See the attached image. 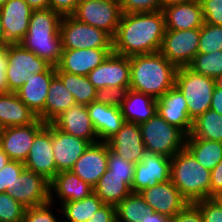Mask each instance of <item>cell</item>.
Returning <instances> with one entry per match:
<instances>
[{
    "instance_id": "obj_55",
    "label": "cell",
    "mask_w": 222,
    "mask_h": 222,
    "mask_svg": "<svg viewBox=\"0 0 222 222\" xmlns=\"http://www.w3.org/2000/svg\"><path fill=\"white\" fill-rule=\"evenodd\" d=\"M191 1H194V0H161V5H162V9H164L165 7H168L170 5L187 3Z\"/></svg>"
},
{
    "instance_id": "obj_29",
    "label": "cell",
    "mask_w": 222,
    "mask_h": 222,
    "mask_svg": "<svg viewBox=\"0 0 222 222\" xmlns=\"http://www.w3.org/2000/svg\"><path fill=\"white\" fill-rule=\"evenodd\" d=\"M120 109L126 122L140 125L157 113V100L130 89Z\"/></svg>"
},
{
    "instance_id": "obj_22",
    "label": "cell",
    "mask_w": 222,
    "mask_h": 222,
    "mask_svg": "<svg viewBox=\"0 0 222 222\" xmlns=\"http://www.w3.org/2000/svg\"><path fill=\"white\" fill-rule=\"evenodd\" d=\"M51 123L64 133L83 138L91 144L99 142L86 105L71 106Z\"/></svg>"
},
{
    "instance_id": "obj_23",
    "label": "cell",
    "mask_w": 222,
    "mask_h": 222,
    "mask_svg": "<svg viewBox=\"0 0 222 222\" xmlns=\"http://www.w3.org/2000/svg\"><path fill=\"white\" fill-rule=\"evenodd\" d=\"M107 143L114 153L134 164L140 162L146 153L139 125L136 123L125 122Z\"/></svg>"
},
{
    "instance_id": "obj_59",
    "label": "cell",
    "mask_w": 222,
    "mask_h": 222,
    "mask_svg": "<svg viewBox=\"0 0 222 222\" xmlns=\"http://www.w3.org/2000/svg\"><path fill=\"white\" fill-rule=\"evenodd\" d=\"M216 86L222 89V75L215 79Z\"/></svg>"
},
{
    "instance_id": "obj_16",
    "label": "cell",
    "mask_w": 222,
    "mask_h": 222,
    "mask_svg": "<svg viewBox=\"0 0 222 222\" xmlns=\"http://www.w3.org/2000/svg\"><path fill=\"white\" fill-rule=\"evenodd\" d=\"M8 194L25 208L49 202V181L33 171L24 169Z\"/></svg>"
},
{
    "instance_id": "obj_4",
    "label": "cell",
    "mask_w": 222,
    "mask_h": 222,
    "mask_svg": "<svg viewBox=\"0 0 222 222\" xmlns=\"http://www.w3.org/2000/svg\"><path fill=\"white\" fill-rule=\"evenodd\" d=\"M211 171L184 147L171 158L170 180L189 203L210 198Z\"/></svg>"
},
{
    "instance_id": "obj_6",
    "label": "cell",
    "mask_w": 222,
    "mask_h": 222,
    "mask_svg": "<svg viewBox=\"0 0 222 222\" xmlns=\"http://www.w3.org/2000/svg\"><path fill=\"white\" fill-rule=\"evenodd\" d=\"M146 152L172 158L185 147L186 135L158 113L139 125Z\"/></svg>"
},
{
    "instance_id": "obj_41",
    "label": "cell",
    "mask_w": 222,
    "mask_h": 222,
    "mask_svg": "<svg viewBox=\"0 0 222 222\" xmlns=\"http://www.w3.org/2000/svg\"><path fill=\"white\" fill-rule=\"evenodd\" d=\"M25 169L23 162L10 160L0 170V193L9 192L13 189L18 176Z\"/></svg>"
},
{
    "instance_id": "obj_19",
    "label": "cell",
    "mask_w": 222,
    "mask_h": 222,
    "mask_svg": "<svg viewBox=\"0 0 222 222\" xmlns=\"http://www.w3.org/2000/svg\"><path fill=\"white\" fill-rule=\"evenodd\" d=\"M90 145L89 141L64 133L52 124V151L57 173L70 171Z\"/></svg>"
},
{
    "instance_id": "obj_14",
    "label": "cell",
    "mask_w": 222,
    "mask_h": 222,
    "mask_svg": "<svg viewBox=\"0 0 222 222\" xmlns=\"http://www.w3.org/2000/svg\"><path fill=\"white\" fill-rule=\"evenodd\" d=\"M150 210L172 218L189 203L171 180L145 188L139 192Z\"/></svg>"
},
{
    "instance_id": "obj_15",
    "label": "cell",
    "mask_w": 222,
    "mask_h": 222,
    "mask_svg": "<svg viewBox=\"0 0 222 222\" xmlns=\"http://www.w3.org/2000/svg\"><path fill=\"white\" fill-rule=\"evenodd\" d=\"M98 90L104 87H130L129 57L112 52L87 75Z\"/></svg>"
},
{
    "instance_id": "obj_37",
    "label": "cell",
    "mask_w": 222,
    "mask_h": 222,
    "mask_svg": "<svg viewBox=\"0 0 222 222\" xmlns=\"http://www.w3.org/2000/svg\"><path fill=\"white\" fill-rule=\"evenodd\" d=\"M188 67L200 75L216 79L222 75V50L211 53H197Z\"/></svg>"
},
{
    "instance_id": "obj_5",
    "label": "cell",
    "mask_w": 222,
    "mask_h": 222,
    "mask_svg": "<svg viewBox=\"0 0 222 222\" xmlns=\"http://www.w3.org/2000/svg\"><path fill=\"white\" fill-rule=\"evenodd\" d=\"M175 86L186 99L189 117L192 121L210 109L212 95L216 87L214 78L200 75L188 66L178 67Z\"/></svg>"
},
{
    "instance_id": "obj_17",
    "label": "cell",
    "mask_w": 222,
    "mask_h": 222,
    "mask_svg": "<svg viewBox=\"0 0 222 222\" xmlns=\"http://www.w3.org/2000/svg\"><path fill=\"white\" fill-rule=\"evenodd\" d=\"M112 52L113 48L62 49L56 72L87 76Z\"/></svg>"
},
{
    "instance_id": "obj_56",
    "label": "cell",
    "mask_w": 222,
    "mask_h": 222,
    "mask_svg": "<svg viewBox=\"0 0 222 222\" xmlns=\"http://www.w3.org/2000/svg\"><path fill=\"white\" fill-rule=\"evenodd\" d=\"M10 161L8 155L0 147V170Z\"/></svg>"
},
{
    "instance_id": "obj_31",
    "label": "cell",
    "mask_w": 222,
    "mask_h": 222,
    "mask_svg": "<svg viewBox=\"0 0 222 222\" xmlns=\"http://www.w3.org/2000/svg\"><path fill=\"white\" fill-rule=\"evenodd\" d=\"M75 104L73 95L63 85L62 81L55 76L49 86L44 111L37 118L42 122L51 123L62 112Z\"/></svg>"
},
{
    "instance_id": "obj_52",
    "label": "cell",
    "mask_w": 222,
    "mask_h": 222,
    "mask_svg": "<svg viewBox=\"0 0 222 222\" xmlns=\"http://www.w3.org/2000/svg\"><path fill=\"white\" fill-rule=\"evenodd\" d=\"M210 109L222 115V89L217 86L215 87L212 95Z\"/></svg>"
},
{
    "instance_id": "obj_34",
    "label": "cell",
    "mask_w": 222,
    "mask_h": 222,
    "mask_svg": "<svg viewBox=\"0 0 222 222\" xmlns=\"http://www.w3.org/2000/svg\"><path fill=\"white\" fill-rule=\"evenodd\" d=\"M186 137H196L222 142V115L212 109L193 120L191 133Z\"/></svg>"
},
{
    "instance_id": "obj_13",
    "label": "cell",
    "mask_w": 222,
    "mask_h": 222,
    "mask_svg": "<svg viewBox=\"0 0 222 222\" xmlns=\"http://www.w3.org/2000/svg\"><path fill=\"white\" fill-rule=\"evenodd\" d=\"M171 158L146 152L141 161L135 164L131 191L139 193L160 182L170 180Z\"/></svg>"
},
{
    "instance_id": "obj_3",
    "label": "cell",
    "mask_w": 222,
    "mask_h": 222,
    "mask_svg": "<svg viewBox=\"0 0 222 222\" xmlns=\"http://www.w3.org/2000/svg\"><path fill=\"white\" fill-rule=\"evenodd\" d=\"M62 16L50 8L33 10L28 32L21 44L50 65L57 66L61 59L62 43L59 25Z\"/></svg>"
},
{
    "instance_id": "obj_60",
    "label": "cell",
    "mask_w": 222,
    "mask_h": 222,
    "mask_svg": "<svg viewBox=\"0 0 222 222\" xmlns=\"http://www.w3.org/2000/svg\"><path fill=\"white\" fill-rule=\"evenodd\" d=\"M9 0H0V7H2L5 3H7Z\"/></svg>"
},
{
    "instance_id": "obj_20",
    "label": "cell",
    "mask_w": 222,
    "mask_h": 222,
    "mask_svg": "<svg viewBox=\"0 0 222 222\" xmlns=\"http://www.w3.org/2000/svg\"><path fill=\"white\" fill-rule=\"evenodd\" d=\"M157 113L186 136L191 133L193 121L189 117L186 99L176 86L157 99Z\"/></svg>"
},
{
    "instance_id": "obj_24",
    "label": "cell",
    "mask_w": 222,
    "mask_h": 222,
    "mask_svg": "<svg viewBox=\"0 0 222 222\" xmlns=\"http://www.w3.org/2000/svg\"><path fill=\"white\" fill-rule=\"evenodd\" d=\"M92 193H94L93 187L72 171L58 172L49 182V200L55 203L54 200L57 198L59 205L82 200Z\"/></svg>"
},
{
    "instance_id": "obj_49",
    "label": "cell",
    "mask_w": 222,
    "mask_h": 222,
    "mask_svg": "<svg viewBox=\"0 0 222 222\" xmlns=\"http://www.w3.org/2000/svg\"><path fill=\"white\" fill-rule=\"evenodd\" d=\"M87 222H117L116 206L104 204Z\"/></svg>"
},
{
    "instance_id": "obj_33",
    "label": "cell",
    "mask_w": 222,
    "mask_h": 222,
    "mask_svg": "<svg viewBox=\"0 0 222 222\" xmlns=\"http://www.w3.org/2000/svg\"><path fill=\"white\" fill-rule=\"evenodd\" d=\"M103 205V201L92 193L82 200L64 202L60 205L59 212L62 213V218H65L63 220L67 222H87Z\"/></svg>"
},
{
    "instance_id": "obj_1",
    "label": "cell",
    "mask_w": 222,
    "mask_h": 222,
    "mask_svg": "<svg viewBox=\"0 0 222 222\" xmlns=\"http://www.w3.org/2000/svg\"><path fill=\"white\" fill-rule=\"evenodd\" d=\"M166 31L162 10L122 13L113 39V52L126 57L158 52Z\"/></svg>"
},
{
    "instance_id": "obj_50",
    "label": "cell",
    "mask_w": 222,
    "mask_h": 222,
    "mask_svg": "<svg viewBox=\"0 0 222 222\" xmlns=\"http://www.w3.org/2000/svg\"><path fill=\"white\" fill-rule=\"evenodd\" d=\"M222 192V160L211 170L210 198Z\"/></svg>"
},
{
    "instance_id": "obj_45",
    "label": "cell",
    "mask_w": 222,
    "mask_h": 222,
    "mask_svg": "<svg viewBox=\"0 0 222 222\" xmlns=\"http://www.w3.org/2000/svg\"><path fill=\"white\" fill-rule=\"evenodd\" d=\"M204 23L222 26V0H199Z\"/></svg>"
},
{
    "instance_id": "obj_40",
    "label": "cell",
    "mask_w": 222,
    "mask_h": 222,
    "mask_svg": "<svg viewBox=\"0 0 222 222\" xmlns=\"http://www.w3.org/2000/svg\"><path fill=\"white\" fill-rule=\"evenodd\" d=\"M129 90V87H104L97 90L94 101L120 108Z\"/></svg>"
},
{
    "instance_id": "obj_26",
    "label": "cell",
    "mask_w": 222,
    "mask_h": 222,
    "mask_svg": "<svg viewBox=\"0 0 222 222\" xmlns=\"http://www.w3.org/2000/svg\"><path fill=\"white\" fill-rule=\"evenodd\" d=\"M87 110L99 142H107L126 122L121 109L116 106L93 101L87 105Z\"/></svg>"
},
{
    "instance_id": "obj_9",
    "label": "cell",
    "mask_w": 222,
    "mask_h": 222,
    "mask_svg": "<svg viewBox=\"0 0 222 222\" xmlns=\"http://www.w3.org/2000/svg\"><path fill=\"white\" fill-rule=\"evenodd\" d=\"M72 16L78 21L105 31L113 38L122 10L117 0H81Z\"/></svg>"
},
{
    "instance_id": "obj_30",
    "label": "cell",
    "mask_w": 222,
    "mask_h": 222,
    "mask_svg": "<svg viewBox=\"0 0 222 222\" xmlns=\"http://www.w3.org/2000/svg\"><path fill=\"white\" fill-rule=\"evenodd\" d=\"M132 182L133 180L130 177H119L110 174V170L107 168L93 189L104 204L117 206L132 192Z\"/></svg>"
},
{
    "instance_id": "obj_18",
    "label": "cell",
    "mask_w": 222,
    "mask_h": 222,
    "mask_svg": "<svg viewBox=\"0 0 222 222\" xmlns=\"http://www.w3.org/2000/svg\"><path fill=\"white\" fill-rule=\"evenodd\" d=\"M33 9L24 0H9L0 7V18L9 44L23 41Z\"/></svg>"
},
{
    "instance_id": "obj_58",
    "label": "cell",
    "mask_w": 222,
    "mask_h": 222,
    "mask_svg": "<svg viewBox=\"0 0 222 222\" xmlns=\"http://www.w3.org/2000/svg\"><path fill=\"white\" fill-rule=\"evenodd\" d=\"M222 207V192L212 197Z\"/></svg>"
},
{
    "instance_id": "obj_32",
    "label": "cell",
    "mask_w": 222,
    "mask_h": 222,
    "mask_svg": "<svg viewBox=\"0 0 222 222\" xmlns=\"http://www.w3.org/2000/svg\"><path fill=\"white\" fill-rule=\"evenodd\" d=\"M185 148L210 171L222 160V142L186 137Z\"/></svg>"
},
{
    "instance_id": "obj_25",
    "label": "cell",
    "mask_w": 222,
    "mask_h": 222,
    "mask_svg": "<svg viewBox=\"0 0 222 222\" xmlns=\"http://www.w3.org/2000/svg\"><path fill=\"white\" fill-rule=\"evenodd\" d=\"M55 76V66L44 73L30 74L27 82L15 92L37 117L44 111L49 86Z\"/></svg>"
},
{
    "instance_id": "obj_47",
    "label": "cell",
    "mask_w": 222,
    "mask_h": 222,
    "mask_svg": "<svg viewBox=\"0 0 222 222\" xmlns=\"http://www.w3.org/2000/svg\"><path fill=\"white\" fill-rule=\"evenodd\" d=\"M170 222H203V215L195 203H188Z\"/></svg>"
},
{
    "instance_id": "obj_7",
    "label": "cell",
    "mask_w": 222,
    "mask_h": 222,
    "mask_svg": "<svg viewBox=\"0 0 222 222\" xmlns=\"http://www.w3.org/2000/svg\"><path fill=\"white\" fill-rule=\"evenodd\" d=\"M62 49L113 48V39L105 31L62 16L59 25Z\"/></svg>"
},
{
    "instance_id": "obj_46",
    "label": "cell",
    "mask_w": 222,
    "mask_h": 222,
    "mask_svg": "<svg viewBox=\"0 0 222 222\" xmlns=\"http://www.w3.org/2000/svg\"><path fill=\"white\" fill-rule=\"evenodd\" d=\"M195 204L203 215V222H222V207L213 198L204 199Z\"/></svg>"
},
{
    "instance_id": "obj_35",
    "label": "cell",
    "mask_w": 222,
    "mask_h": 222,
    "mask_svg": "<svg viewBox=\"0 0 222 222\" xmlns=\"http://www.w3.org/2000/svg\"><path fill=\"white\" fill-rule=\"evenodd\" d=\"M56 76L73 95L76 104L89 105L95 100L97 89L87 76L68 72H56Z\"/></svg>"
},
{
    "instance_id": "obj_27",
    "label": "cell",
    "mask_w": 222,
    "mask_h": 222,
    "mask_svg": "<svg viewBox=\"0 0 222 222\" xmlns=\"http://www.w3.org/2000/svg\"><path fill=\"white\" fill-rule=\"evenodd\" d=\"M166 30H188L201 28L204 20L199 0L170 5L162 9Z\"/></svg>"
},
{
    "instance_id": "obj_42",
    "label": "cell",
    "mask_w": 222,
    "mask_h": 222,
    "mask_svg": "<svg viewBox=\"0 0 222 222\" xmlns=\"http://www.w3.org/2000/svg\"><path fill=\"white\" fill-rule=\"evenodd\" d=\"M107 168L110 170V174L117 175L119 177H130L134 179L135 164L126 161L121 156L114 153L108 145V163Z\"/></svg>"
},
{
    "instance_id": "obj_54",
    "label": "cell",
    "mask_w": 222,
    "mask_h": 222,
    "mask_svg": "<svg viewBox=\"0 0 222 222\" xmlns=\"http://www.w3.org/2000/svg\"><path fill=\"white\" fill-rule=\"evenodd\" d=\"M33 10L49 8V0H24Z\"/></svg>"
},
{
    "instance_id": "obj_2",
    "label": "cell",
    "mask_w": 222,
    "mask_h": 222,
    "mask_svg": "<svg viewBox=\"0 0 222 222\" xmlns=\"http://www.w3.org/2000/svg\"><path fill=\"white\" fill-rule=\"evenodd\" d=\"M130 89L158 99L175 86L177 67L159 51L129 57Z\"/></svg>"
},
{
    "instance_id": "obj_48",
    "label": "cell",
    "mask_w": 222,
    "mask_h": 222,
    "mask_svg": "<svg viewBox=\"0 0 222 222\" xmlns=\"http://www.w3.org/2000/svg\"><path fill=\"white\" fill-rule=\"evenodd\" d=\"M81 0H49V8L61 16H69L74 13Z\"/></svg>"
},
{
    "instance_id": "obj_44",
    "label": "cell",
    "mask_w": 222,
    "mask_h": 222,
    "mask_svg": "<svg viewBox=\"0 0 222 222\" xmlns=\"http://www.w3.org/2000/svg\"><path fill=\"white\" fill-rule=\"evenodd\" d=\"M122 13L153 12L162 10L161 0H119Z\"/></svg>"
},
{
    "instance_id": "obj_21",
    "label": "cell",
    "mask_w": 222,
    "mask_h": 222,
    "mask_svg": "<svg viewBox=\"0 0 222 222\" xmlns=\"http://www.w3.org/2000/svg\"><path fill=\"white\" fill-rule=\"evenodd\" d=\"M108 163V143L91 144L80 156L70 171L81 180L94 187L106 172Z\"/></svg>"
},
{
    "instance_id": "obj_57",
    "label": "cell",
    "mask_w": 222,
    "mask_h": 222,
    "mask_svg": "<svg viewBox=\"0 0 222 222\" xmlns=\"http://www.w3.org/2000/svg\"><path fill=\"white\" fill-rule=\"evenodd\" d=\"M8 44L9 43L6 41L5 32H4L3 25L1 23V18H0V48L6 47Z\"/></svg>"
},
{
    "instance_id": "obj_8",
    "label": "cell",
    "mask_w": 222,
    "mask_h": 222,
    "mask_svg": "<svg viewBox=\"0 0 222 222\" xmlns=\"http://www.w3.org/2000/svg\"><path fill=\"white\" fill-rule=\"evenodd\" d=\"M6 80L9 92H16L30 74L46 72L52 65L27 50L21 43L7 45Z\"/></svg>"
},
{
    "instance_id": "obj_53",
    "label": "cell",
    "mask_w": 222,
    "mask_h": 222,
    "mask_svg": "<svg viewBox=\"0 0 222 222\" xmlns=\"http://www.w3.org/2000/svg\"><path fill=\"white\" fill-rule=\"evenodd\" d=\"M141 222H170V218L150 211L145 217H143Z\"/></svg>"
},
{
    "instance_id": "obj_43",
    "label": "cell",
    "mask_w": 222,
    "mask_h": 222,
    "mask_svg": "<svg viewBox=\"0 0 222 222\" xmlns=\"http://www.w3.org/2000/svg\"><path fill=\"white\" fill-rule=\"evenodd\" d=\"M53 204L49 201L43 205L26 208L22 222H61L50 208Z\"/></svg>"
},
{
    "instance_id": "obj_28",
    "label": "cell",
    "mask_w": 222,
    "mask_h": 222,
    "mask_svg": "<svg viewBox=\"0 0 222 222\" xmlns=\"http://www.w3.org/2000/svg\"><path fill=\"white\" fill-rule=\"evenodd\" d=\"M37 119L15 92L0 94V129L29 125Z\"/></svg>"
},
{
    "instance_id": "obj_11",
    "label": "cell",
    "mask_w": 222,
    "mask_h": 222,
    "mask_svg": "<svg viewBox=\"0 0 222 222\" xmlns=\"http://www.w3.org/2000/svg\"><path fill=\"white\" fill-rule=\"evenodd\" d=\"M52 149V123H46L35 135L28 157L24 162L25 169L40 174L50 182L57 174Z\"/></svg>"
},
{
    "instance_id": "obj_38",
    "label": "cell",
    "mask_w": 222,
    "mask_h": 222,
    "mask_svg": "<svg viewBox=\"0 0 222 222\" xmlns=\"http://www.w3.org/2000/svg\"><path fill=\"white\" fill-rule=\"evenodd\" d=\"M222 50V26L203 23L200 28L198 53H211Z\"/></svg>"
},
{
    "instance_id": "obj_12",
    "label": "cell",
    "mask_w": 222,
    "mask_h": 222,
    "mask_svg": "<svg viewBox=\"0 0 222 222\" xmlns=\"http://www.w3.org/2000/svg\"><path fill=\"white\" fill-rule=\"evenodd\" d=\"M46 125L40 119L25 126L0 129V147L10 160L25 162L35 135Z\"/></svg>"
},
{
    "instance_id": "obj_39",
    "label": "cell",
    "mask_w": 222,
    "mask_h": 222,
    "mask_svg": "<svg viewBox=\"0 0 222 222\" xmlns=\"http://www.w3.org/2000/svg\"><path fill=\"white\" fill-rule=\"evenodd\" d=\"M26 208L7 192L0 193V222H22Z\"/></svg>"
},
{
    "instance_id": "obj_36",
    "label": "cell",
    "mask_w": 222,
    "mask_h": 222,
    "mask_svg": "<svg viewBox=\"0 0 222 222\" xmlns=\"http://www.w3.org/2000/svg\"><path fill=\"white\" fill-rule=\"evenodd\" d=\"M150 211L140 193L131 192L116 206L117 222H141Z\"/></svg>"
},
{
    "instance_id": "obj_10",
    "label": "cell",
    "mask_w": 222,
    "mask_h": 222,
    "mask_svg": "<svg viewBox=\"0 0 222 222\" xmlns=\"http://www.w3.org/2000/svg\"><path fill=\"white\" fill-rule=\"evenodd\" d=\"M200 28L166 30L159 52L177 68L188 66L198 53Z\"/></svg>"
},
{
    "instance_id": "obj_51",
    "label": "cell",
    "mask_w": 222,
    "mask_h": 222,
    "mask_svg": "<svg viewBox=\"0 0 222 222\" xmlns=\"http://www.w3.org/2000/svg\"><path fill=\"white\" fill-rule=\"evenodd\" d=\"M7 46L0 48V94L8 93V86L6 80V70H7Z\"/></svg>"
}]
</instances>
